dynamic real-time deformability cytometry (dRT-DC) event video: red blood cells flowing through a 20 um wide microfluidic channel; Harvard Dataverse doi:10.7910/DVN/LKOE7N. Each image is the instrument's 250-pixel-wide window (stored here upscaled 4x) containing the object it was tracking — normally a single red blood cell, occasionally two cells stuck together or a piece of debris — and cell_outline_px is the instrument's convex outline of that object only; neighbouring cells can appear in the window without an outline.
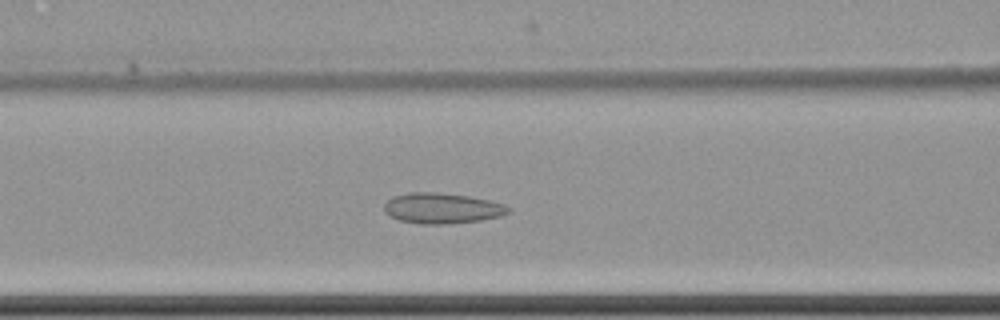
{"species": "common noctule bat (a hibernating species)", "species_latin": "Nyctalus noctula", "temperature_condition": "cold", "stored_images_in_passage": 53, "camera_frame_rate_fps": 3000, "um_per_image_px": 0.085, "animal": {"sex": "female", "body_mass_g": 22.7, "forearm_length_mm": 54.2}, "frame": {"image": 1, "passage_image": 19, "time_ms": 6.0, "image_size_px": [1000, 320], "cell_outline_px": [[512, 208], [508, 212], [500, 216], [480, 220], [448, 224], [420, 224], [400, 220], [388, 216], [384, 212], [384, 204], [392, 196], [408, 192], [436, 192], [468, 196], [488, 200], [504, 204]], "centroid_in_image_um": [37.53, 17.7], "position_along_channel_um": 129.1, "area_um2": 22.2}}
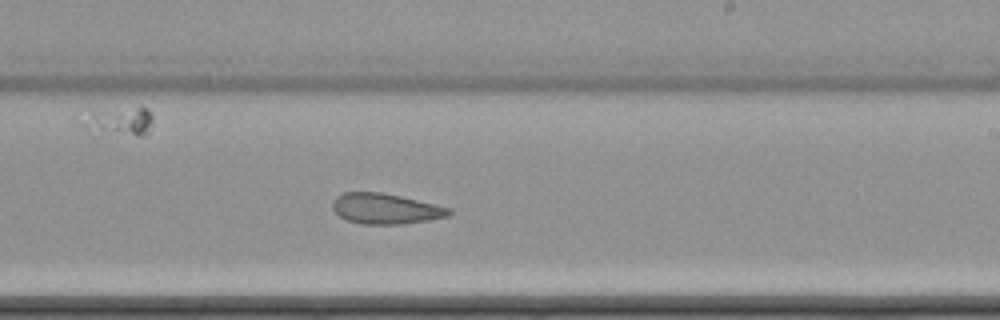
{"frame": {"image": 2, "passage_image": 30, "time_ms": 9.667, "image_size_px": [1000, 320], "cell_outline_px": [[452, 212], [448, 216], [428, 220], [400, 224], [360, 224], [348, 220], [340, 216], [332, 208], [332, 200], [336, 196], [344, 192], [380, 192], [400, 196], [452, 208]], "centroid_in_image_um": [32.76, 17.73], "position_along_channel_um": 256.2, "area_um2": 20.63}}
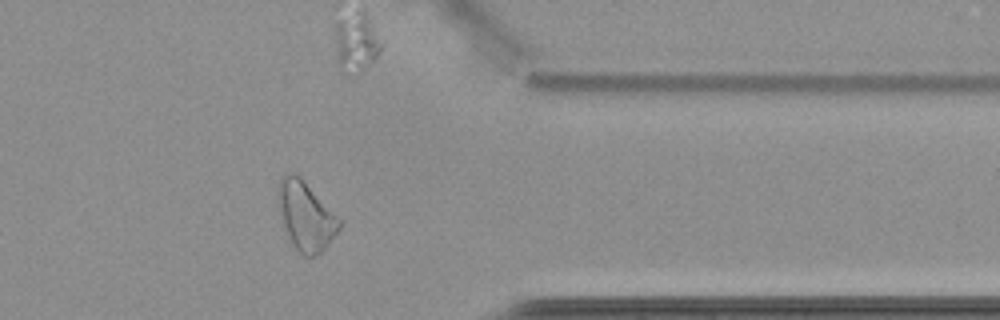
{"frame": {"image": 3, "passage_image": 42, "time_ms": 13.667, "image_size_px": [1000, 320], "cell_outline_px": [[344, 224], [328, 244], [320, 252], [312, 256], [304, 256], [296, 248], [284, 224], [280, 208], [280, 180], [284, 172], [292, 172], [300, 176], [344, 220]], "centroid_in_image_um": [26.09, 18.32], "position_along_channel_um": 385.3, "area_um2": 24.1}, "authors_computed_cell_mechanics": {"area_um2": 22.8888, "velocity_mm_per_s": 3.4724, "shape_relaxation_time_tau1_ms": 7.5047, "shape_relaxation_time_tau2_ms": 3.2446, "deformation_change_tau1": 0.0801, "deformation_change_tau2": 0.1044}}